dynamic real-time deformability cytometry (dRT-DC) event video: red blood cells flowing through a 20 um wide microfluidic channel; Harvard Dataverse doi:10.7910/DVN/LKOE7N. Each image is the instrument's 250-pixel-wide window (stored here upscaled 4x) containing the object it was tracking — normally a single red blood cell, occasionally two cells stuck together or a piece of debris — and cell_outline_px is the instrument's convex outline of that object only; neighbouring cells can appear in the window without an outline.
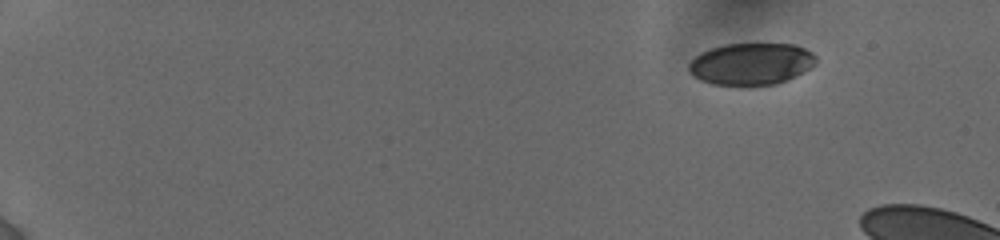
{"species": "human", "species_latin": "Homo sapiens", "temperature_condition": "cold", "stored_images_in_passage": 8, "camera_frame_rate_fps": 3000, "um_per_image_px": 0.085, "donor": {"sex": "female"}, "frame": {"image": 1, "passage_image": 1, "time_ms": 0.0, "image_size_px": [1000, 240], "cell_outline_px": [[816, 64], [776, 84], [748, 88], [712, 84], [700, 80], [692, 76], [688, 72], [688, 64], [700, 52], [724, 44], [792, 44], [804, 48], [812, 52], [816, 56]], "centroid_in_image_um": [63.78, 5.46], "position_along_channel_um": 21.2, "area_um2": 31.5}}